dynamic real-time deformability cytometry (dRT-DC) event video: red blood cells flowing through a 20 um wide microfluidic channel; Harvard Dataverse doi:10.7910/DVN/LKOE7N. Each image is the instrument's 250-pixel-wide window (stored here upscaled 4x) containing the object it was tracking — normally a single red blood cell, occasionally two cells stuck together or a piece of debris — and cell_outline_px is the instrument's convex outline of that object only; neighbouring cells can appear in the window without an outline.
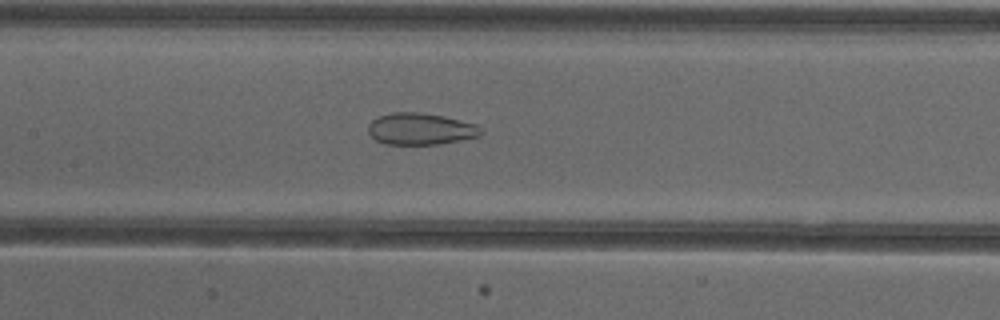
{"species": "common noctule bat (a hibernating species)", "species_latin": "Nyctalus noctula", "temperature_condition": "cold", "stored_images_in_passage": 53, "camera_frame_rate_fps": 3000, "um_per_image_px": 0.085, "animal": {"sex": "female"}, "frame": {"image": 1, "passage_image": 25, "time_ms": 8.0, "image_size_px": [1000, 320], "cell_outline_px": [[484, 132], [480, 136], [440, 144], [384, 144], [376, 140], [368, 132], [368, 124], [376, 116], [392, 112], [420, 112], [444, 116], [476, 124], [484, 128]], "centroid_in_image_um": [35.76, 10.95], "position_along_channel_um": 171.6, "area_um2": 21.1}}
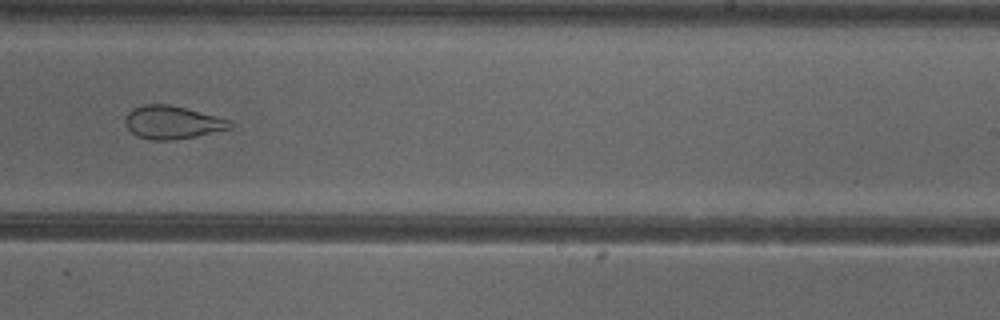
{"frame": {"image": 2, "passage_image": 33, "time_ms": 10.667, "image_size_px": [1000, 320], "cell_outline_px": [[236, 124], [232, 128], [196, 136], [172, 140], [152, 140], [136, 136], [124, 124], [124, 116], [132, 108], [144, 104], [168, 104], [232, 120]], "centroid_in_image_um": [14.64, 10.4], "position_along_channel_um": 274.4, "area_um2": 20.35}}
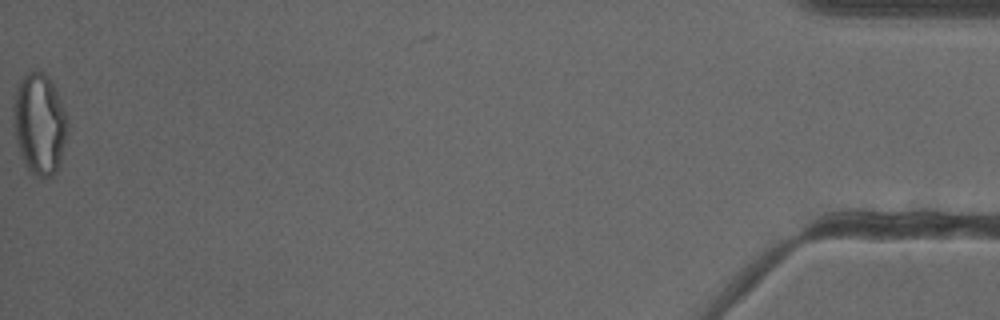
{"frame": {"image": 3, "passage_image": 53, "time_ms": 17.333, "image_size_px": [1000, 320], "cell_outline_px": [[68, 128], [60, 164], [56, 172], [52, 176], [40, 180], [28, 172], [20, 156], [16, 140], [12, 116], [12, 108], [20, 80], [28, 72], [36, 68], [44, 72], [52, 80], [60, 100], [64, 112]], "centroid_in_image_um": [3.34, 10.57], "position_along_channel_um": 431.9, "area_um2": 32.43}, "authors_computed_cell_mechanics": {"area_um2": 27.3972, "velocity_mm_per_s": 3.8873, "shape_relaxation_time_tau1_ms": null, "shape_relaxation_time_tau2_ms": 1.6929, "deformation_change_tau1": null, "deformation_change_tau2": 0.0887}}